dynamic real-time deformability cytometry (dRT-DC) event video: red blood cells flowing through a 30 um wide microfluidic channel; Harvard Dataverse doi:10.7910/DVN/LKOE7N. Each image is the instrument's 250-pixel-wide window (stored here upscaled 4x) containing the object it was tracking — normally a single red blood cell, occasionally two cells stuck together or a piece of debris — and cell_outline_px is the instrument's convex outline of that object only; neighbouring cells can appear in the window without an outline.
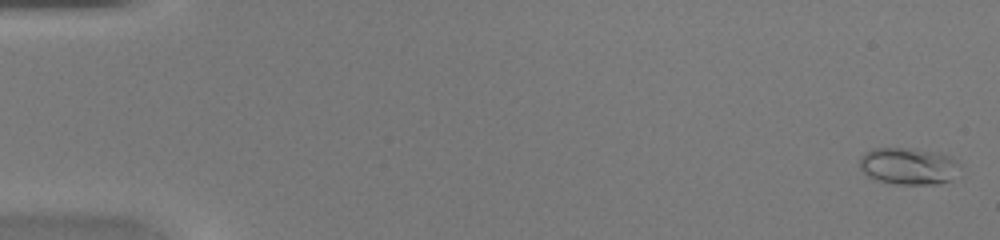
{"species": "common noctule bat (a hibernating species)", "species_latin": "Nyctalus noctula", "temperature_condition": "warm", "stored_images_in_passage": 36, "camera_frame_rate_fps": 3000, "um_per_image_px": 0.085, "animal": {"sex": "female", "body_mass_g": 20.0, "forearm_length_mm": 54.0}, "frame": {"image": 1, "passage_image": 1, "time_ms": 0.0, "image_size_px": [1000, 240], "cell_outline_px": [[960, 164], [948, 180], [936, 184], [896, 184], [880, 180], [868, 176], [860, 168], [860, 156], [864, 152], [872, 148], [912, 148], [940, 152], [956, 160]], "centroid_in_image_um": [77.16, 14.09], "position_along_channel_um": 7.8, "area_um2": 21.33}}
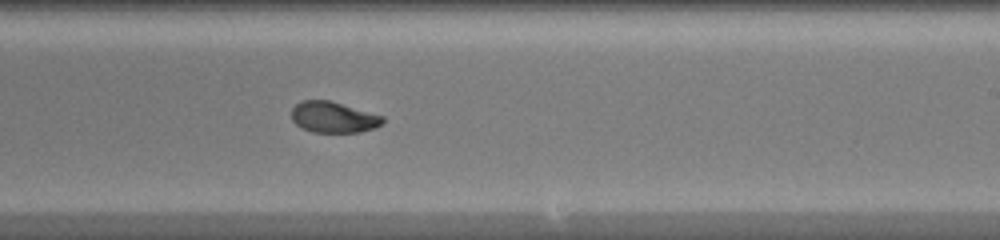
{"frame": {"image": 2, "passage_image": 28, "time_ms": 9.0, "image_size_px": [1000, 240], "cell_outline_px": [[384, 120], [376, 128], [360, 132], [312, 132], [300, 128], [292, 120], [292, 108], [300, 100], [328, 100], [384, 116]], "centroid_in_image_um": [28.32, 9.97], "position_along_channel_um": 260.7, "area_um2": 16.47}}
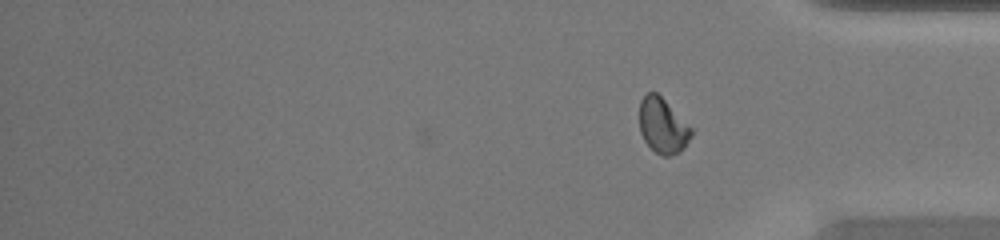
{"frame": {"image": 3, "passage_image": 36, "time_ms": 11.667, "image_size_px": [1000, 240], "cell_outline_px": [[696, 128], [692, 136], [684, 148], [680, 152], [668, 156], [660, 156], [644, 140], [640, 132], [640, 100], [648, 92], [656, 92]], "centroid_in_image_um": [56.4, 10.69], "position_along_channel_um": 378.8, "area_um2": 17.11}}